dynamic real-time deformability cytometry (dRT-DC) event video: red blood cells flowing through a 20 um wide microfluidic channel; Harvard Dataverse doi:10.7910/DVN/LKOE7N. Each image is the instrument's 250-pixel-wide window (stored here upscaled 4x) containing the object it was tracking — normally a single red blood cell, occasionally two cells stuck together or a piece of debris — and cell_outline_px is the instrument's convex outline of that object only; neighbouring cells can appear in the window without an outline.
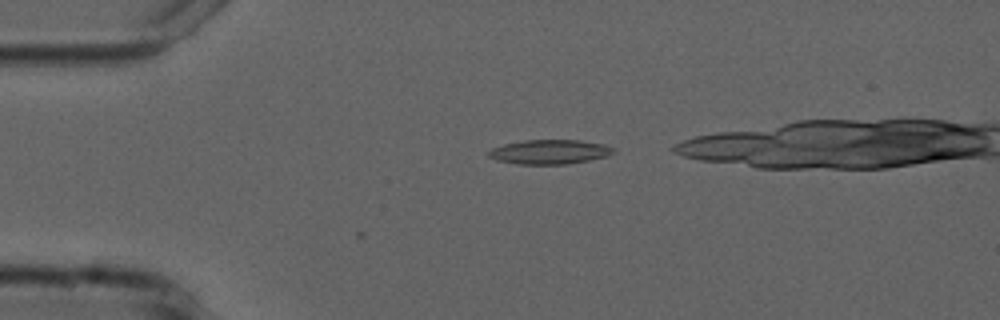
{"species": "common noctule bat (a hibernating species)", "species_latin": "Nyctalus noctula", "temperature_condition": "cold", "stored_images_in_passage": 2, "camera_frame_rate_fps": 3000, "um_per_image_px": 0.085, "animal": {"sex": "male", "forearm_length_mm": 52.5}, "frame": {"image": 1, "passage_image": 2, "time_ms": 1.0, "image_size_px": [1000, 320], "cell_outline_px": [[616, 152], [604, 156], [588, 160], [564, 164], [520, 164], [496, 160], [488, 156], [488, 152], [492, 148], [504, 144], [524, 140], [580, 140], [604, 144], [616, 148]], "centroid_in_image_um": [46.72, 12.9], "position_along_channel_um": 38.3, "area_um2": 17.63}}